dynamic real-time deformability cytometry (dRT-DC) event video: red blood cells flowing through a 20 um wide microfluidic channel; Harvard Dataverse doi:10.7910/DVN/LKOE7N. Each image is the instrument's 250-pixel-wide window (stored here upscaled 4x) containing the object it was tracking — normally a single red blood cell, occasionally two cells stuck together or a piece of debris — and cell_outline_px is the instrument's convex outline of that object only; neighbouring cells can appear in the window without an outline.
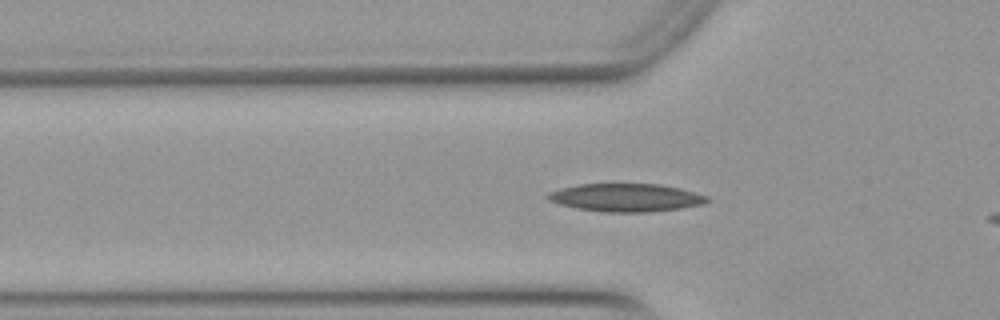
{"species": "Egyptian fruit bat (a non-hibernating species)", "species_latin": "Rousettus aegyptiacus", "temperature_condition": "warm", "stored_images_in_passage": 4, "camera_frame_rate_fps": 3000, "um_per_image_px": 0.085, "animal": {"sex": "female"}, "frame": {"image": 1, "passage_image": 4, "time_ms": 1.0, "image_size_px": [1000, 320], "cell_outline_px": [[712, 200], [704, 204], [680, 208], [648, 212], [604, 212], [576, 208], [560, 204], [548, 200], [544, 196], [548, 192], [560, 188], [576, 184], [660, 184], [680, 188], [708, 196]], "centroid_in_image_um": [53.2, 16.79], "position_along_channel_um": 72.6, "area_um2": 26.18}}